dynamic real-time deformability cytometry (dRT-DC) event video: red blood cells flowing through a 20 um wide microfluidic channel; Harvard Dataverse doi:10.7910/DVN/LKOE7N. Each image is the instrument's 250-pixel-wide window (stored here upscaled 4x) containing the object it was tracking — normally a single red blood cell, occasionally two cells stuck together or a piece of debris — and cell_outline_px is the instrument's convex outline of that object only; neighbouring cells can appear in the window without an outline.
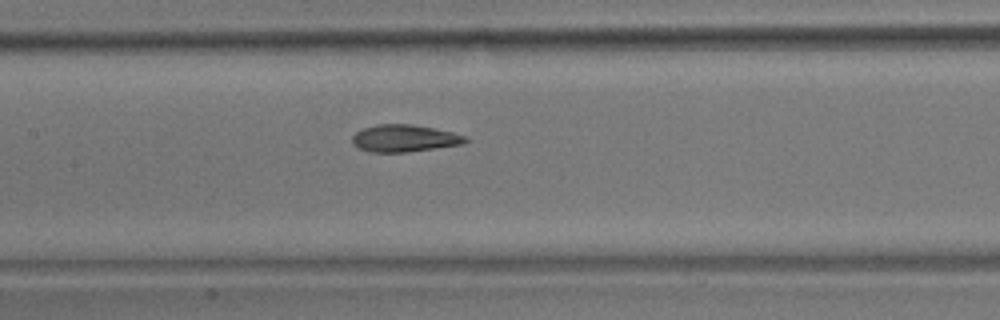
{"species": "common noctule bat (a hibernating species)", "species_latin": "Nyctalus noctula", "temperature_condition": "room temperature", "stored_images_in_passage": 8, "camera_frame_rate_fps": 3000, "um_per_image_px": 0.085, "animal": {"sex": "male", "body_mass_g": 17.9}, "frame": {"image": 1, "passage_image": 8, "time_ms": 9.333, "image_size_px": [1000, 320], "cell_outline_px": [[468, 140], [464, 144], [408, 152], [368, 152], [352, 144], [352, 136], [356, 132], [364, 128], [376, 124], [412, 124], [452, 132], [464, 136]], "centroid_in_image_um": [34.35, 11.76], "position_along_channel_um": 173.1, "area_um2": 17.86}}